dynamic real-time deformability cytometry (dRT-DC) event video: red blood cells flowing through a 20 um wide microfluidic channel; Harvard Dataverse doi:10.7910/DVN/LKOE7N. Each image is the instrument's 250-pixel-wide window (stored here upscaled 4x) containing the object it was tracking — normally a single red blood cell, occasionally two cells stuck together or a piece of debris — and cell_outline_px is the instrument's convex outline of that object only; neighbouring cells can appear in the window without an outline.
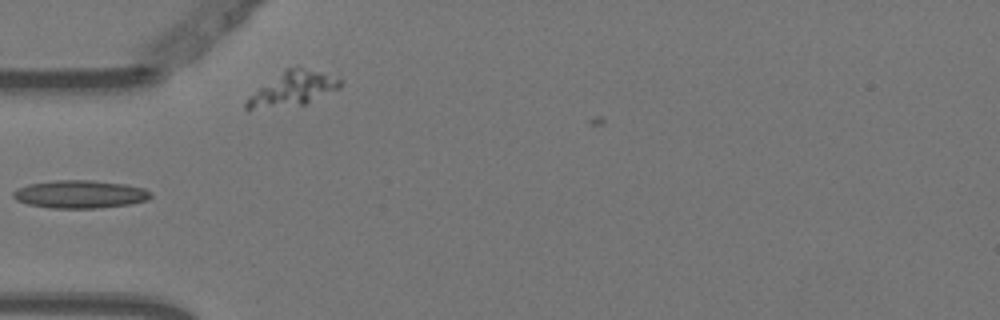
{"species": "Egyptian fruit bat (a non-hibernating species)", "species_latin": "Rousettus aegyptiacus", "temperature_condition": "warm", "stored_images_in_passage": 8, "camera_frame_rate_fps": 3000, "um_per_image_px": 0.085, "animal": {"sex": "female"}, "frame": {"image": 1, "passage_image": 5, "time_ms": 1.333, "image_size_px": [1000, 320], "cell_outline_px": [[152, 196], [148, 200], [128, 204], [100, 208], [52, 208], [28, 204], [16, 200], [12, 196], [12, 192], [16, 188], [28, 184], [56, 180], [92, 180], [124, 184], [144, 188], [152, 192]], "centroid_in_image_um": [6.79, 16.51], "position_along_channel_um": 78.2, "area_um2": 22.48}}
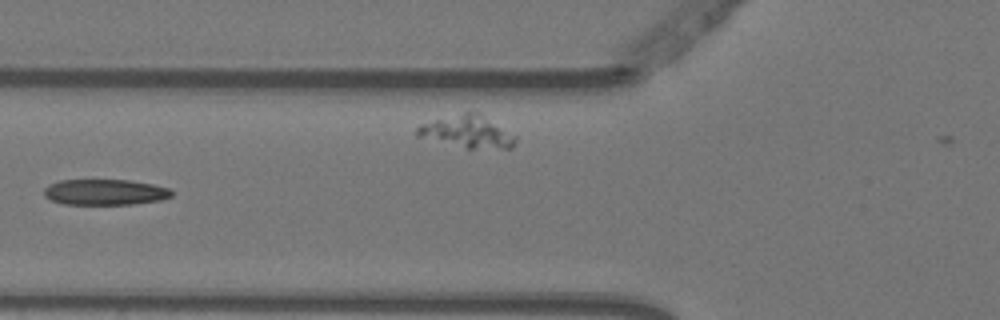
{"frame": {"image": 2, "passage_image": 6, "time_ms": 1.667, "image_size_px": [1000, 320], "cell_outline_px": [[172, 196], [160, 200], [132, 204], [64, 204], [52, 200], [44, 196], [44, 188], [48, 184], [60, 180], [128, 180], [152, 184], [168, 188], [172, 192]], "centroid_in_image_um": [8.89, 16.33], "position_along_channel_um": 116.9, "area_um2": 19.07}}